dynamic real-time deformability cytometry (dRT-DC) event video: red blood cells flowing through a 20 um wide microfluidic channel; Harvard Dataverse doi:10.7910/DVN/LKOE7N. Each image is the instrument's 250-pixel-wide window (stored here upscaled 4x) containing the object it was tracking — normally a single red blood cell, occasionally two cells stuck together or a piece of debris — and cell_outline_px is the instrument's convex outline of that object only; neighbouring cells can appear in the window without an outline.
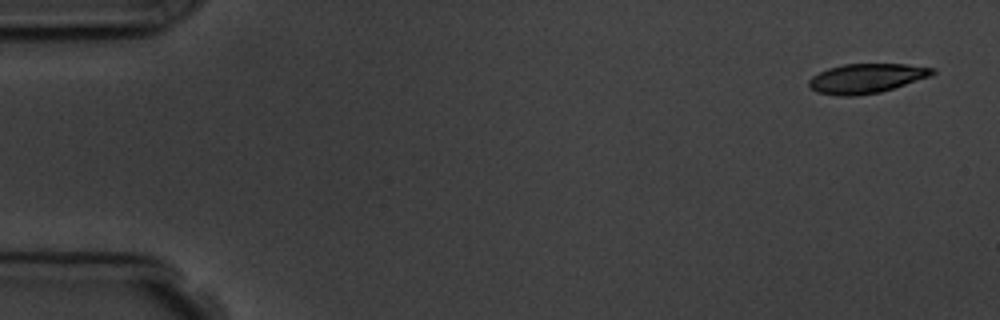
{"species": "common noctule bat (a hibernating species)", "species_latin": "Nyctalus noctula", "temperature_condition": "room temperature", "stored_images_in_passage": 6, "camera_frame_rate_fps": 3000, "um_per_image_px": 0.085, "animal": {"sex": "male", "body_mass_g": 19.5, "forearm_length_mm": 54.6}, "frame": {"image": 1, "passage_image": 1, "time_ms": 0.0, "image_size_px": [1000, 320], "cell_outline_px": [[936, 72], [932, 76], [880, 92], [856, 96], [836, 96], [816, 92], [808, 84], [808, 80], [812, 76], [828, 68], [844, 64], [904, 64], [936, 68]], "centroid_in_image_um": [73.65, 6.66], "position_along_channel_um": 11.3, "area_um2": 21.33}}
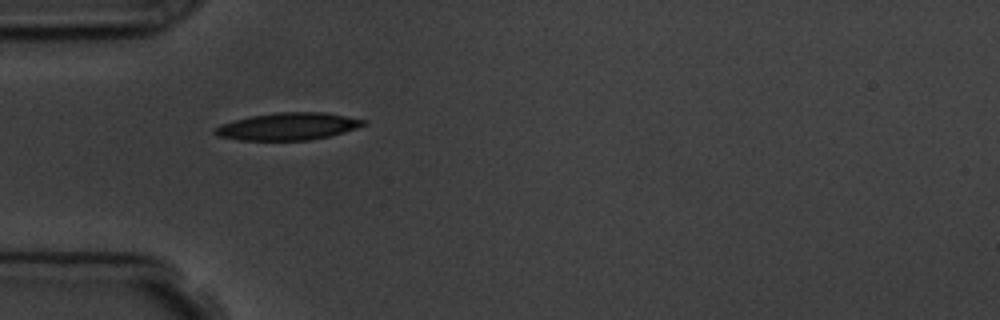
{"frame": {"image": 2, "passage_image": 5, "time_ms": 4.667, "image_size_px": [1000, 320], "cell_outline_px": [[368, 124], [344, 132], [328, 136], [308, 140], [240, 140], [216, 136], [212, 132], [220, 124], [252, 116], [276, 112], [324, 112], [368, 120]], "centroid_in_image_um": [24.5, 10.74], "position_along_channel_um": 60.5, "area_um2": 23.58}}
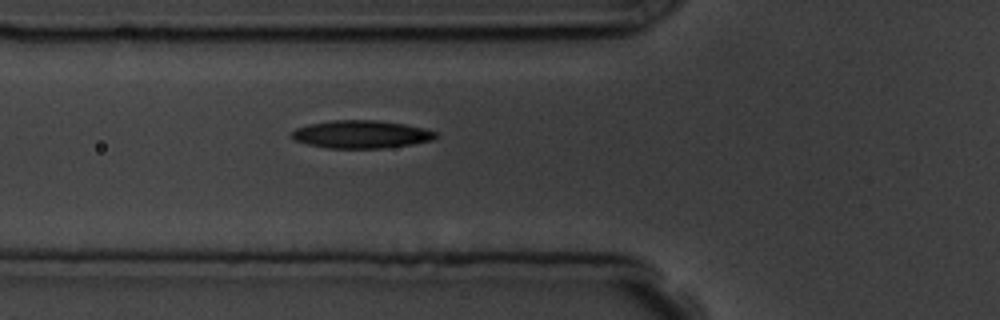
{"frame": {"image": 3, "passage_image": 6, "time_ms": 5.667, "image_size_px": [1000, 320], "cell_outline_px": [[440, 136], [432, 140], [412, 144], [384, 148], [328, 148], [308, 144], [296, 140], [288, 136], [296, 128], [308, 124], [332, 120], [376, 120], [404, 124], [424, 128], [436, 132]], "centroid_in_image_um": [30.7, 11.41], "position_along_channel_um": 95.1, "area_um2": 23.41}}